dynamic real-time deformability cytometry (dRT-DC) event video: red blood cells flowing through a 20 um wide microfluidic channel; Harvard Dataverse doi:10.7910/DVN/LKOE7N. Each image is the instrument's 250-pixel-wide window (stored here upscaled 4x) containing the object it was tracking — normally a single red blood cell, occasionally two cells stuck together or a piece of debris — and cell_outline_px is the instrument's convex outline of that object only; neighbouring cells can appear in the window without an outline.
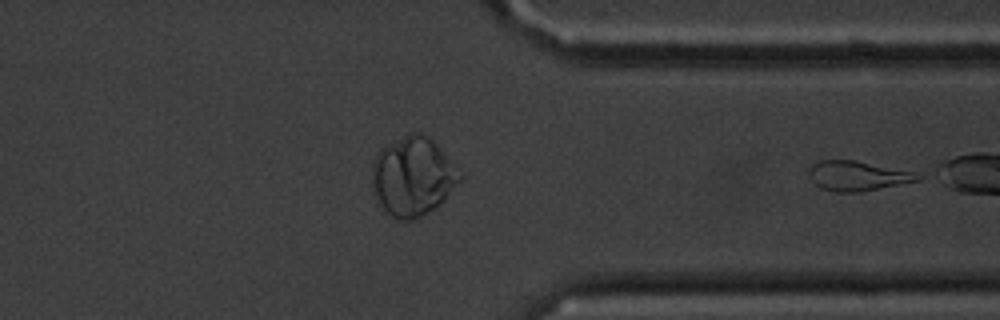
{"species": "common noctule bat (a hibernating species)", "species_latin": "Nyctalus noctula", "temperature_condition": "cold", "stored_images_in_passage": 36, "camera_frame_rate_fps": 3000, "um_per_image_px": 0.085, "animal": {"sex": "male", "body_mass_g": 20.1, "forearm_length_mm": 53.5}, "frame": {"image": 1, "passage_image": 36, "time_ms": 11.667, "image_size_px": [1000, 320], "cell_outline_px": [[920, 180], [860, 192], [836, 192], [820, 188], [812, 180], [808, 172], [808, 168], [812, 164], [820, 160], [852, 160], [912, 172], [920, 176]], "centroid_in_image_um": [72.81, 14.95], "position_along_channel_um": 338.6, "area_um2": 18.44}}